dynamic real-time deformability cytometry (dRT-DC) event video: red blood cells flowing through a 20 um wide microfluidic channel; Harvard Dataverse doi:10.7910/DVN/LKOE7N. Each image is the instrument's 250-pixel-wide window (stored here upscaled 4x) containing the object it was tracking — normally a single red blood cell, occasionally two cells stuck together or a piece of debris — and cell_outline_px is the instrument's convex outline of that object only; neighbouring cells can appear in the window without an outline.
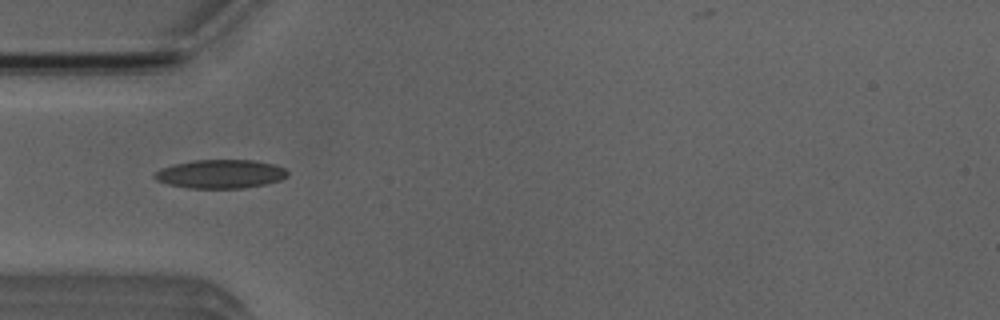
{"species": "Egyptian fruit bat (a non-hibernating species)", "species_latin": "Rousettus aegyptiacus", "temperature_condition": "room temperature", "stored_images_in_passage": 8, "camera_frame_rate_fps": 3000, "um_per_image_px": 0.085, "animal": {"sex": "male"}, "frame": {"image": 1, "passage_image": 5, "time_ms": 4.667, "image_size_px": [1000, 320], "cell_outline_px": [[288, 176], [280, 180], [264, 184], [244, 188], [188, 188], [168, 184], [156, 180], [152, 176], [160, 168], [172, 164], [192, 160], [252, 160], [272, 164], [284, 168], [288, 172]], "centroid_in_image_um": [18.7, 14.78], "position_along_channel_um": 66.3, "area_um2": 22.25}}
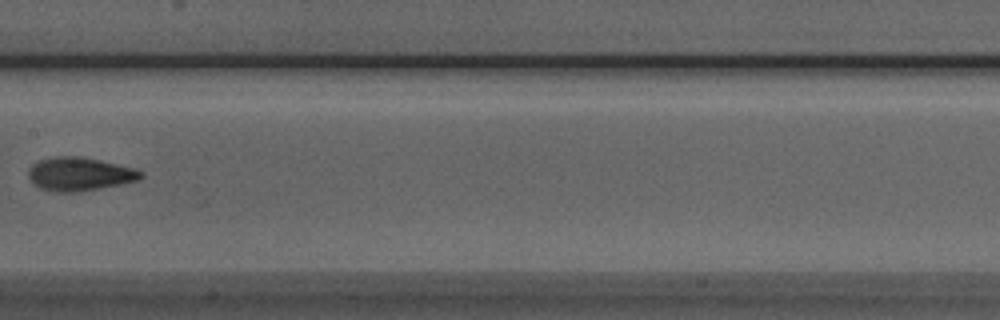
{"frame": {"image": 2, "passage_image": 8, "time_ms": 8.0, "image_size_px": [1000, 320], "cell_outline_px": [[144, 176], [136, 180], [120, 184], [100, 188], [76, 192], [56, 192], [40, 188], [28, 176], [28, 168], [32, 164], [40, 160], [56, 156], [80, 156], [100, 160], [136, 168], [144, 172]], "centroid_in_image_um": [6.78, 14.78], "position_along_channel_um": 200.6, "area_um2": 21.85}}